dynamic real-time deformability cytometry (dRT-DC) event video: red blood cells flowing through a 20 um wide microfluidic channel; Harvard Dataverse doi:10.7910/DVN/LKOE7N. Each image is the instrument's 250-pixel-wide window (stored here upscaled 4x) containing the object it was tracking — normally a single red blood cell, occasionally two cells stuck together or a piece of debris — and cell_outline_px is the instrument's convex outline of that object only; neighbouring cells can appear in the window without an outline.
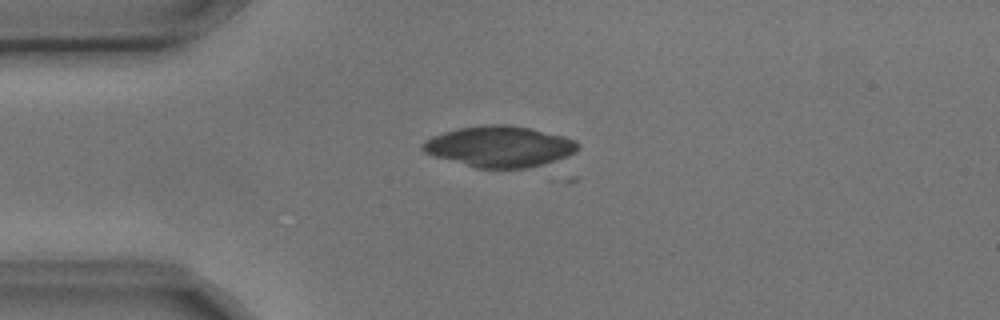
{"species": "common noctule bat (a hibernating species)", "species_latin": "Nyctalus noctula", "temperature_condition": "cold", "stored_images_in_passage": 4, "camera_frame_rate_fps": 3000, "um_per_image_px": 0.085, "animal": {"sex": "male", "body_mass_g": 17.9, "forearm_length_mm": 54.2}, "frame": {"image": 1, "passage_image": 4, "time_ms": 1.0, "image_size_px": [1000, 320], "cell_outline_px": [[580, 148], [576, 152], [544, 168], [476, 168], [436, 156], [424, 152], [420, 148], [420, 144], [432, 136], [444, 132], [460, 128], [488, 124], [508, 124], [528, 128], [564, 136], [576, 140], [580, 144]], "centroid_in_image_um": [42.55, 12.48], "position_along_channel_um": 42.5, "area_um2": 37.57}}